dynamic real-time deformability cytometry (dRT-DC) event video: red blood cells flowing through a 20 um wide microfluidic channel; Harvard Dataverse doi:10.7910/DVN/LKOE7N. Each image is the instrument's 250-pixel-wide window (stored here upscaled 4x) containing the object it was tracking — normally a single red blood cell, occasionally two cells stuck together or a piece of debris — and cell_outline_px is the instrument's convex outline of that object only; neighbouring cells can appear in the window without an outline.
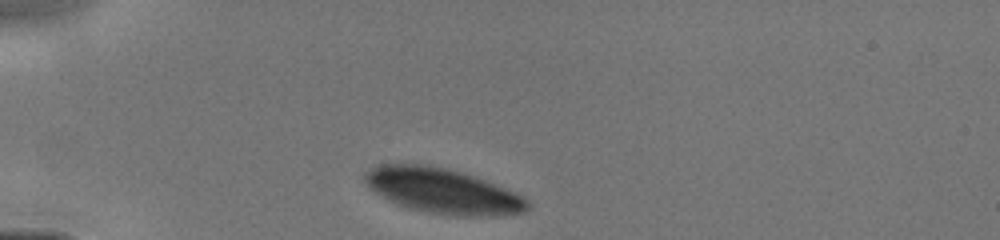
{"species": "human", "species_latin": "Homo sapiens", "temperature_condition": "cold", "stored_images_in_passage": 18, "camera_frame_rate_fps": 3000, "um_per_image_px": 0.085, "donor": {"sex": "male"}, "frame": {"image": 1, "passage_image": 1, "time_ms": 0.0, "image_size_px": [1000, 240], "cell_outline_px": [[532, 204], [524, 212], [492, 216], [456, 216], [428, 212], [408, 208], [396, 204], [380, 196], [368, 188], [364, 180], [364, 172], [380, 164], [424, 164], [444, 168], [460, 172], [484, 180], [504, 188], [528, 200]], "centroid_in_image_um": [37.57, 16.24], "position_along_channel_um": 47.4, "area_um2": 42.48}}
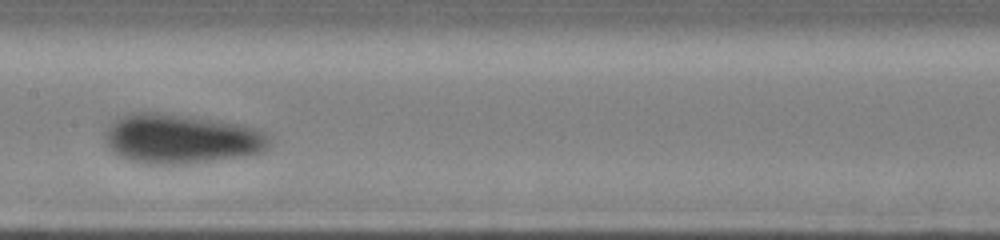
{"frame": {"image": 2, "passage_image": 8, "time_ms": 4.0, "image_size_px": [1000, 240], "cell_outline_px": [[272, 144], [264, 152], [244, 156], [188, 164], [148, 164], [128, 160], [112, 152], [108, 148], [104, 140], [104, 132], [120, 116], [128, 112], [160, 112], [192, 116], [220, 120], [240, 124], [264, 132], [268, 136]], "centroid_in_image_um": [15.39, 11.8], "position_along_channel_um": 192.0, "area_um2": 48.09}}
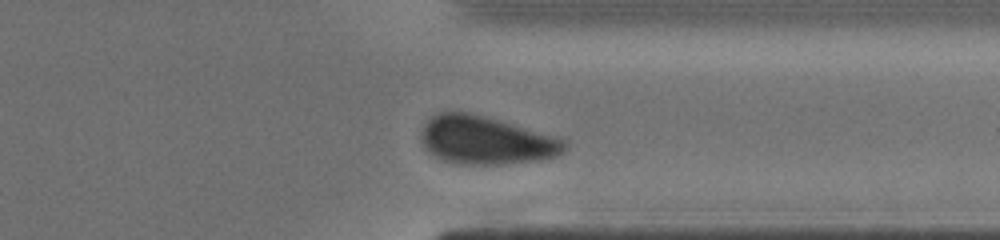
{"frame": {"image": 3, "passage_image": 16, "time_ms": 8.0, "image_size_px": [1000, 240], "cell_outline_px": [[568, 148], [560, 156], [548, 160], [500, 164], [452, 164], [436, 156], [424, 148], [420, 140], [420, 136], [424, 124], [432, 116], [440, 112], [468, 112], [484, 116], [564, 140], [568, 144]], "centroid_in_image_um": [41.3, 11.95], "position_along_channel_um": 370.1, "area_um2": 40.17}}